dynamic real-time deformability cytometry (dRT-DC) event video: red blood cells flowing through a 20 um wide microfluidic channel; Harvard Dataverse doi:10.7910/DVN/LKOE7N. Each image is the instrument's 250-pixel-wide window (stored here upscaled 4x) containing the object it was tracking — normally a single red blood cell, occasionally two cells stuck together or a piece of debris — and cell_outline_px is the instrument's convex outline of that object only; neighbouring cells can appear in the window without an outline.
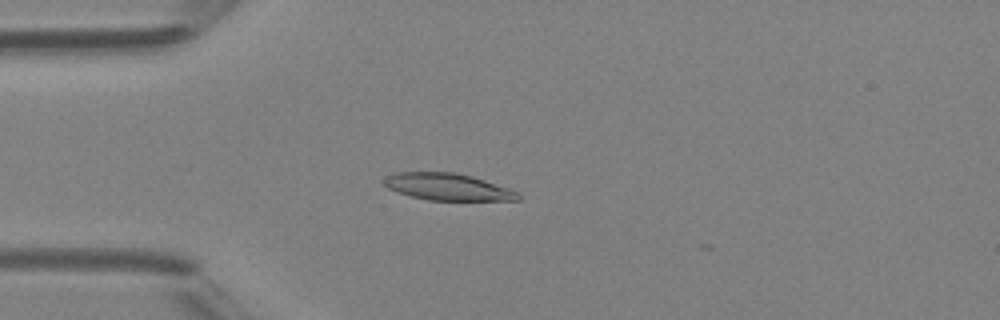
{"species": "Egyptian fruit bat (a non-hibernating species)", "species_latin": "Rousettus aegyptiacus", "temperature_condition": "room temperature", "stored_images_in_passage": 32, "camera_frame_rate_fps": 3000, "um_per_image_px": 0.085, "animal": {"sex": "female"}, "frame": {"image": 1, "passage_image": 13, "time_ms": 4.0, "image_size_px": [1000, 320], "cell_outline_px": [[520, 200], [428, 200], [396, 192], [388, 188], [380, 180], [384, 176], [392, 172], [452, 172], [472, 176], [520, 192]], "centroid_in_image_um": [37.99, 15.87], "position_along_channel_um": 47.0, "area_um2": 21.15}}
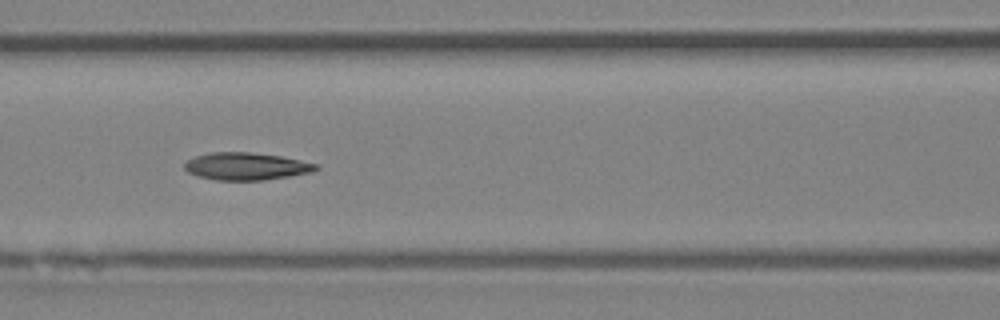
{"frame": {"image": 2, "passage_image": 21, "time_ms": 6.667, "image_size_px": [1000, 320], "cell_outline_px": [[320, 168], [312, 172], [264, 180], [216, 180], [196, 176], [188, 172], [184, 168], [184, 164], [188, 160], [196, 156], [208, 152], [252, 152], [280, 156], [320, 164]], "centroid_in_image_um": [20.93, 14.13], "position_along_channel_um": 145.7, "area_um2": 21.1}}
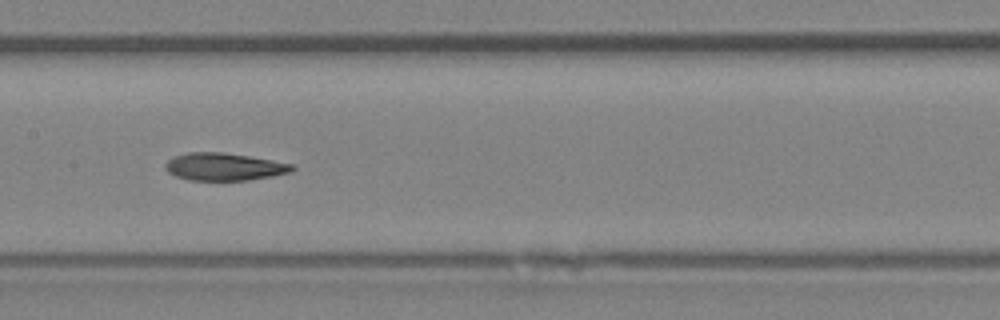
{"frame": {"image": 3, "passage_image": 24, "time_ms": 7.667, "image_size_px": [1000, 320], "cell_outline_px": [[296, 168], [292, 172], [272, 176], [248, 180], [188, 180], [176, 176], [168, 172], [164, 168], [164, 164], [172, 156], [188, 152], [224, 152], [296, 164]], "centroid_in_image_um": [19.06, 14.17], "position_along_channel_um": 188.3, "area_um2": 20.58}}